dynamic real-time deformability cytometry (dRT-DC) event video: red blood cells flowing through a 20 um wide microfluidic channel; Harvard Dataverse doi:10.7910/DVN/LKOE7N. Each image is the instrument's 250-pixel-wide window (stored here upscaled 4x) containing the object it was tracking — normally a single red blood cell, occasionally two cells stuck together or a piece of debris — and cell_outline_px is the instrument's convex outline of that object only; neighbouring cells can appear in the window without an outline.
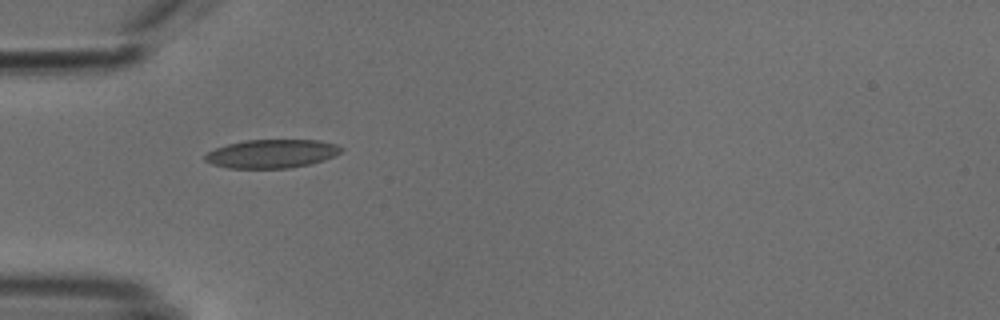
{"species": "common noctule bat (a hibernating species)", "species_latin": "Nyctalus noctula", "temperature_condition": "cold", "stored_images_in_passage": 37, "camera_frame_rate_fps": 3000, "um_per_image_px": 0.085, "animal": {"sex": "male", "body_mass_g": 18.8}, "frame": {"image": 1, "passage_image": 1, "time_ms": 0.0, "image_size_px": [1000, 320], "cell_outline_px": [[344, 148], [340, 152], [324, 160], [308, 164], [288, 168], [228, 168], [212, 164], [204, 160], [204, 156], [208, 152], [216, 148], [228, 144], [244, 140], [320, 140], [336, 144]], "centroid_in_image_um": [23.08, 13.06], "position_along_channel_um": 61.9, "area_um2": 22.54}}
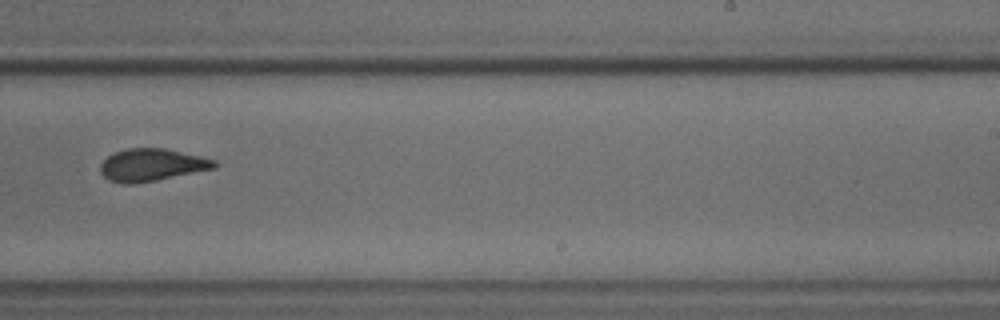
{"frame": {"image": 2, "passage_image": 18, "time_ms": 5.667, "image_size_px": [1000, 320], "cell_outline_px": [[216, 168], [156, 180], [132, 184], [124, 184], [108, 180], [100, 172], [100, 164], [108, 156], [116, 152], [128, 148], [164, 148], [200, 156], [216, 160]], "centroid_in_image_um": [12.88, 14.02], "position_along_channel_um": 276.1, "area_um2": 21.39}}
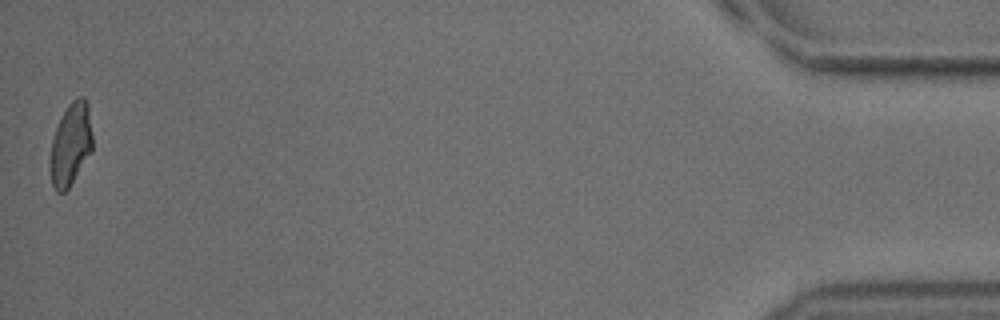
{"frame": {"image": 3, "passage_image": 37, "time_ms": 12.0, "image_size_px": [1000, 320], "cell_outline_px": [[92, 152], [68, 188], [64, 192], [56, 192], [52, 184], [48, 168], [48, 160], [52, 140], [56, 128], [68, 104], [72, 100], [80, 96], [84, 96], [88, 104], [92, 136]], "centroid_in_image_um": [5.99, 12.29], "position_along_channel_um": 429.2, "area_um2": 20.58}, "authors_computed_cell_mechanics": {"area_um2": 21.386, "velocity_mm_per_s": 3.8147, "shape_relaxation_time_tau1_ms": null, "shape_relaxation_time_tau2_ms": 1.2673, "deformation_change_tau1": null, "deformation_change_tau2": 0.0703}}